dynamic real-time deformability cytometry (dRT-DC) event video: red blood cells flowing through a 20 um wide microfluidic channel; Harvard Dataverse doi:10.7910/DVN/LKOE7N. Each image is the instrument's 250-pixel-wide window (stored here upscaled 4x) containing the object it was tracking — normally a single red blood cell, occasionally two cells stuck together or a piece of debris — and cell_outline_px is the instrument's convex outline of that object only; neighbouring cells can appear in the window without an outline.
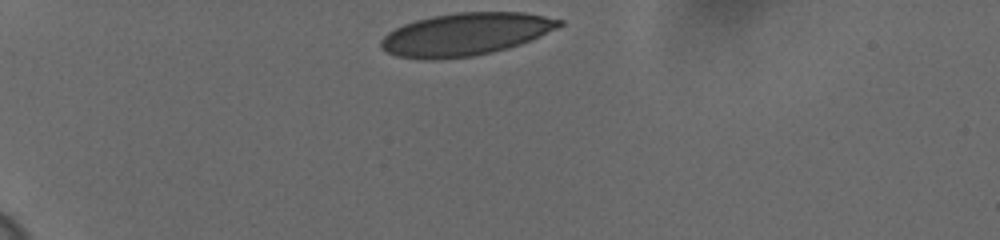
{"species": "human", "species_latin": "Homo sapiens", "temperature_condition": "cold", "stored_images_in_passage": 35, "camera_frame_rate_fps": 3000, "um_per_image_px": 0.085, "donor": {"sex": "female"}, "frame": {"image": 1, "passage_image": 1, "time_ms": 0.0, "image_size_px": [1000, 240], "cell_outline_px": [[564, 24], [540, 36], [520, 44], [508, 48], [492, 52], [472, 56], [436, 60], [424, 60], [396, 56], [380, 48], [380, 40], [388, 32], [404, 24], [416, 20], [432, 16], [456, 12], [524, 12], [564, 20]], "centroid_in_image_um": [39.55, 2.91], "position_along_channel_um": 45.5, "area_um2": 44.33}}
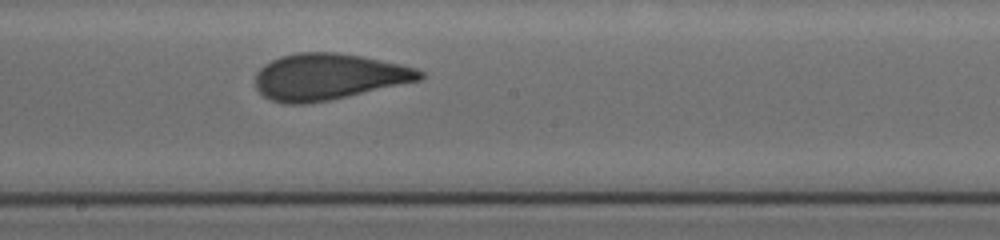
{"frame": {"image": 2, "passage_image": 20, "time_ms": 6.333, "image_size_px": [1000, 240], "cell_outline_px": [[424, 76], [420, 80], [348, 96], [308, 104], [284, 104], [272, 100], [264, 96], [256, 88], [256, 72], [264, 64], [280, 56], [300, 52], [336, 52], [360, 56], [400, 64], [416, 68], [424, 72]], "centroid_in_image_um": [27.89, 6.52], "position_along_channel_um": 220.3, "area_um2": 44.22}}
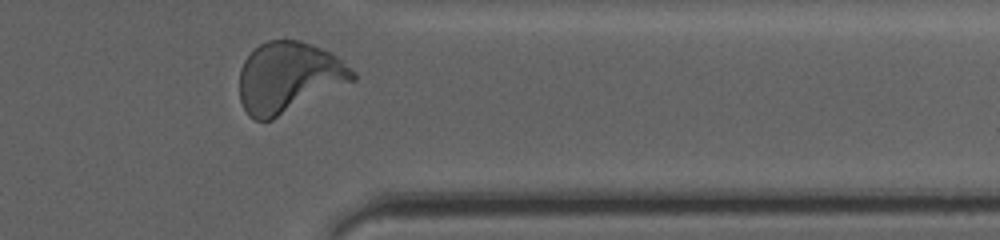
{"frame": {"image": 3, "passage_image": 34, "time_ms": 11.0, "image_size_px": [1000, 240], "cell_outline_px": [[356, 80], [272, 120], [256, 120], [248, 116], [240, 100], [240, 68], [244, 60], [260, 44], [268, 40], [300, 40], [312, 44], [336, 56], [356, 72]], "centroid_in_image_um": [24.54, 6.58], "position_along_channel_um": 386.9, "area_um2": 46.53}, "authors_computed_cell_mechanics": {"area_um2": 44.6216, "velocity_mm_per_s": 3.6163, "shape_relaxation_time_tau1_ms": 4.8896, "shape_relaxation_time_tau2_ms": 0.8784, "deformation_change_tau1": 0.1655, "deformation_change_tau2": 0.0497}}